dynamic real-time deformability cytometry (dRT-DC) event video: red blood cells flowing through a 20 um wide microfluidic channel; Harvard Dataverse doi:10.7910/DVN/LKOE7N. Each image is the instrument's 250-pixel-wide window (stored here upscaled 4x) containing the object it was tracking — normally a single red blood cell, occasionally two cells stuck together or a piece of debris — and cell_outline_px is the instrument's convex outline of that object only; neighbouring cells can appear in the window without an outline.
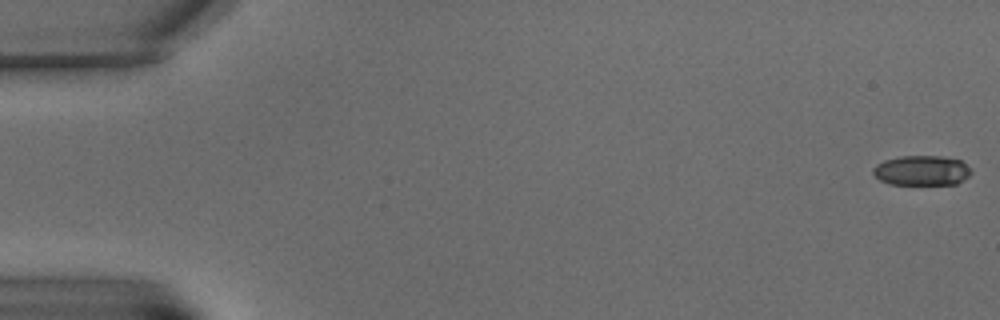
{"species": "common noctule bat (a hibernating species)", "species_latin": "Nyctalus noctula", "temperature_condition": "warm", "stored_images_in_passage": 11, "camera_frame_rate_fps": 3000, "um_per_image_px": 0.085, "animal": {"sex": "male", "body_mass_g": 15.6}, "frame": {"image": 1, "passage_image": 1, "time_ms": 0.0, "image_size_px": [1000, 320], "cell_outline_px": [[972, 172], [964, 180], [956, 184], [888, 184], [880, 180], [872, 172], [872, 168], [876, 164], [884, 160], [900, 156], [940, 156], [960, 160]], "centroid_in_image_um": [78.31, 14.49], "position_along_channel_um": 6.7, "area_um2": 17.05}}
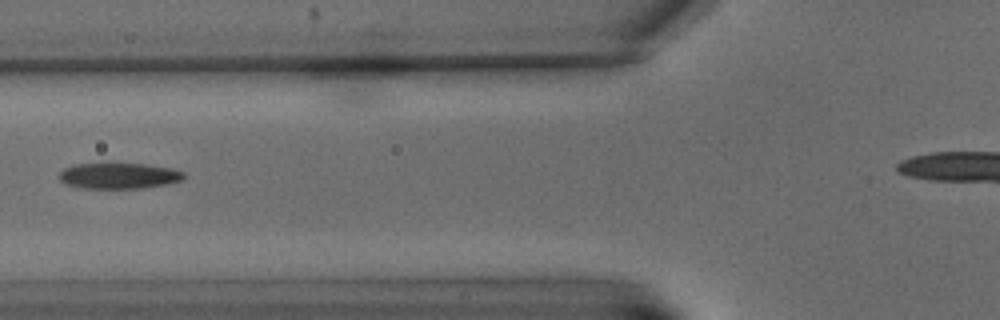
{"frame": {"image": 2, "passage_image": 8, "time_ms": 9.333, "image_size_px": [1000, 320], "cell_outline_px": [[184, 176], [180, 180], [168, 184], [140, 188], [84, 188], [64, 184], [60, 180], [60, 172], [64, 168], [76, 164], [100, 160], [108, 160], [144, 164], [172, 168], [184, 172]], "centroid_in_image_um": [10.04, 14.88], "position_along_channel_um": 115.8, "area_um2": 19.65}}
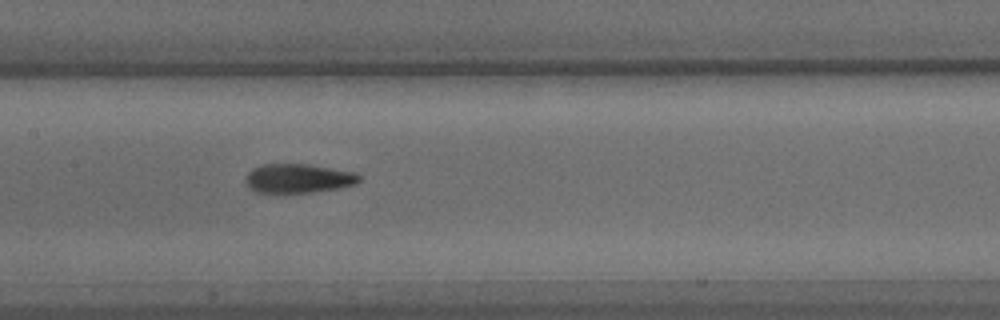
{"frame": {"image": 3, "passage_image": 10, "time_ms": 11.667, "image_size_px": [1000, 320], "cell_outline_px": [[360, 180], [356, 184], [336, 188], [312, 192], [256, 192], [248, 188], [244, 180], [244, 176], [252, 168], [264, 164], [308, 164], [356, 172], [360, 176]], "centroid_in_image_um": [25.31, 15.15], "position_along_channel_um": 182.1, "area_um2": 19.31}}